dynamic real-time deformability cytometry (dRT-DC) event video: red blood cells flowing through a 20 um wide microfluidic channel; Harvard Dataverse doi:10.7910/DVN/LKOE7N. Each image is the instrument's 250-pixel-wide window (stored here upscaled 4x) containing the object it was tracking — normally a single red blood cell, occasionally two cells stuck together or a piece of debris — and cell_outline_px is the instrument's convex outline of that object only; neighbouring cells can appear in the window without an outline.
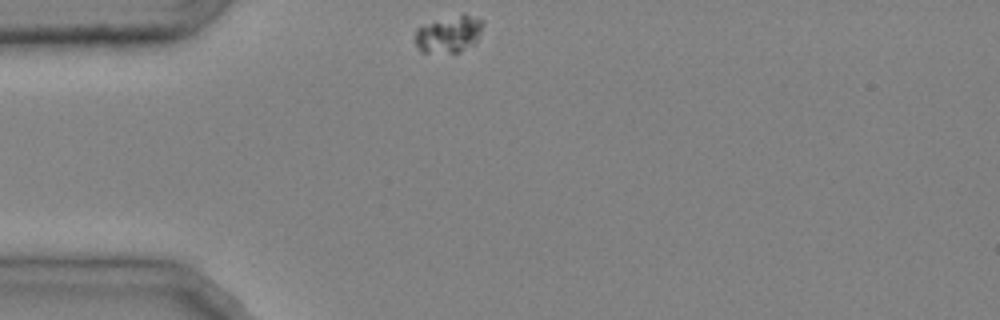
{"species": "common noctule bat (a hibernating species)", "species_latin": "Nyctalus noctula", "temperature_condition": "cold", "stored_images_in_passage": 30, "camera_frame_rate_fps": 3000, "um_per_image_px": 0.085, "animal": {"sex": "male", "body_mass_g": 20.4}, "frame": {"image": 1, "passage_image": 1, "time_ms": 0.0, "image_size_px": [1000, 320], "cell_outline_px": [[484, 24], [476, 44], [460, 52], [420, 52], [416, 44], [416, 28], [464, 12], [484, 20]], "centroid_in_image_um": [38.23, 2.89], "position_along_channel_um": 46.8, "area_um2": 14.68}}
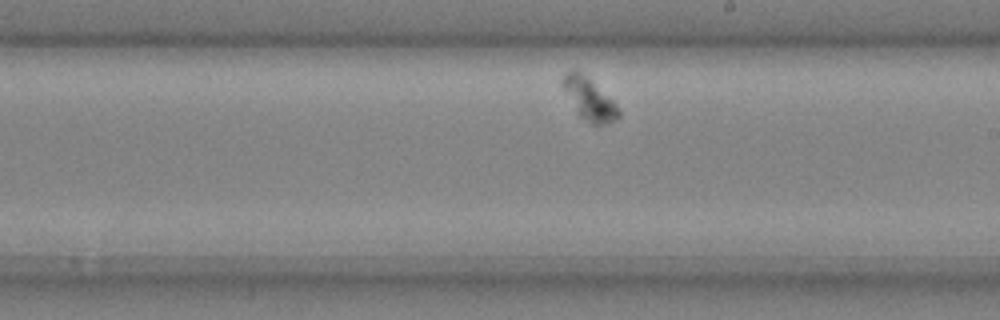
{"frame": {"image": 2, "passage_image": 18, "time_ms": 5.667, "image_size_px": [1000, 320], "cell_outline_px": [[620, 116], [616, 120], [604, 124], [592, 124], [580, 116], [560, 84], [560, 80], [564, 72], [572, 68], [580, 72], [612, 100], [616, 104], [620, 112]], "centroid_in_image_um": [50.04, 8.39], "position_along_channel_um": 239.0, "area_um2": 13.35}}
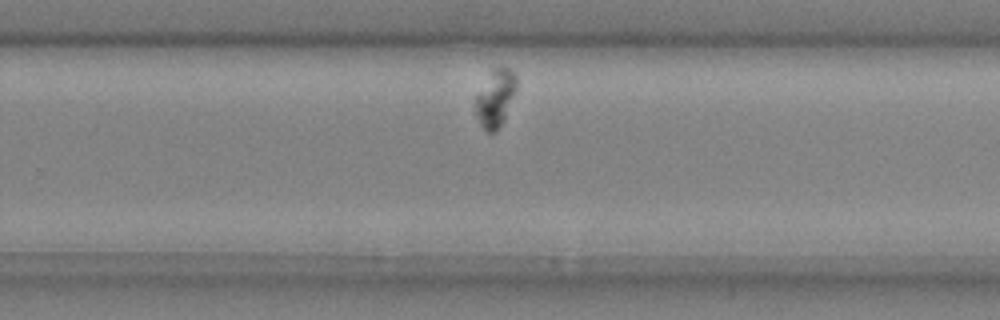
{"frame": {"image": 3, "passage_image": 22, "time_ms": 7.0, "image_size_px": [1000, 320], "cell_outline_px": [[516, 88], [504, 120], [492, 132], [488, 132], [480, 124], [476, 116], [476, 96], [492, 72], [496, 68], [508, 68], [516, 76]], "centroid_in_image_um": [42.11, 8.37], "position_along_channel_um": 287.7, "area_um2": 12.83}}